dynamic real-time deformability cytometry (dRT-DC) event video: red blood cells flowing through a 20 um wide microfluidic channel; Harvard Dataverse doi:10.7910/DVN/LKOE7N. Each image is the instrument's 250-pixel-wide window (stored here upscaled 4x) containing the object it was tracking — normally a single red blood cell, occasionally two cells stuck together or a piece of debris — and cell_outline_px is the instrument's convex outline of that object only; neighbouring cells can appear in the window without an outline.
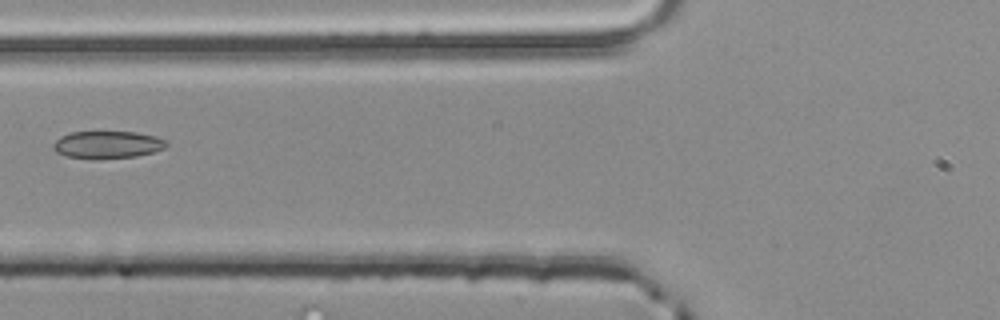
{"species": "common noctule bat (a hibernating species)", "species_latin": "Nyctalus noctula", "temperature_condition": "room temperature", "stored_images_in_passage": 5, "camera_frame_rate_fps": 3000, "um_per_image_px": 0.085, "animal": {"sex": "male", "body_mass_g": 20.4}, "frame": {"image": 1, "passage_image": 5, "time_ms": 1.333, "image_size_px": [1000, 320], "cell_outline_px": [[168, 144], [164, 148], [152, 152], [136, 156], [92, 160], [68, 156], [56, 152], [52, 148], [52, 144], [60, 136], [68, 132], [136, 132], [156, 136], [164, 140]], "centroid_in_image_um": [9.08, 12.3], "position_along_channel_um": 116.7, "area_um2": 18.21}}